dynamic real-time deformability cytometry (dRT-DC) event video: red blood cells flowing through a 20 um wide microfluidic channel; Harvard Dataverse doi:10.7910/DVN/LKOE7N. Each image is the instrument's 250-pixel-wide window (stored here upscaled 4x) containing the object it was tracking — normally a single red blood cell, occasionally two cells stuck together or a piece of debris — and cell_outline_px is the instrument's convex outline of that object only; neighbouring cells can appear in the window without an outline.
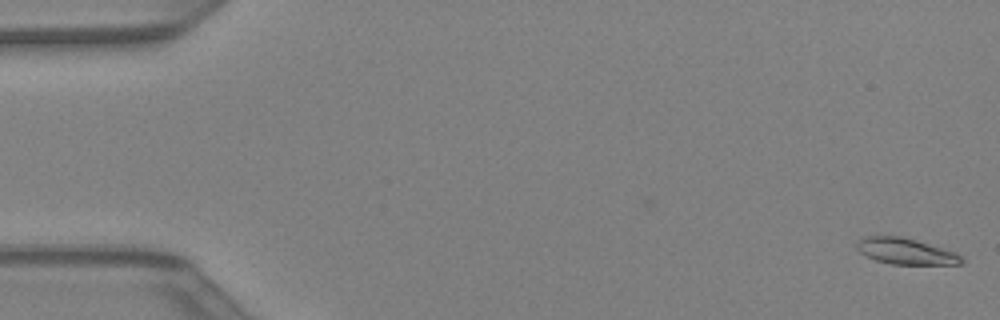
{"species": "Egyptian fruit bat (a non-hibernating species)", "species_latin": "Rousettus aegyptiacus", "temperature_condition": "warm", "stored_images_in_passage": 43, "camera_frame_rate_fps": 3000, "um_per_image_px": 0.085, "animal": {"sex": "female"}, "frame": {"image": 1, "passage_image": 1, "time_ms": 0.0, "image_size_px": [1000, 320], "cell_outline_px": [[964, 260], [960, 264], [892, 264], [876, 260], [860, 252], [856, 248], [856, 244], [860, 240], [868, 236], [900, 236], [956, 252]], "centroid_in_image_um": [76.98, 21.36], "position_along_channel_um": 8.0, "area_um2": 15.55}}
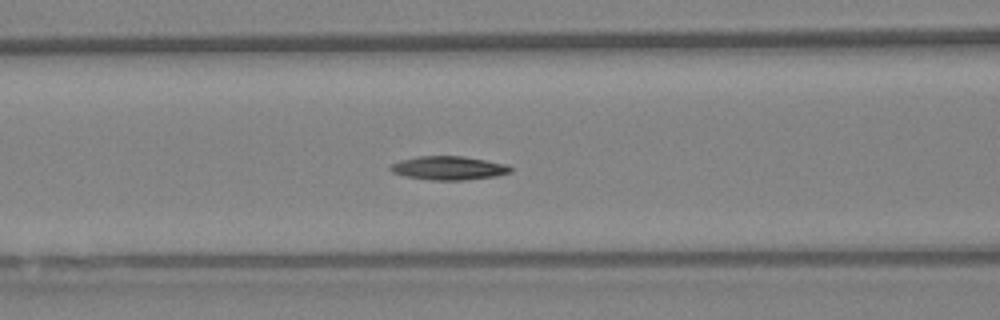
{"frame": {"image": 2, "passage_image": 18, "time_ms": 5.667, "image_size_px": [1000, 320], "cell_outline_px": [[512, 172], [496, 176], [464, 180], [432, 180], [404, 176], [392, 172], [388, 168], [392, 164], [400, 160], [420, 156], [464, 156], [508, 164], [512, 168]], "centroid_in_image_um": [38.16, 14.28], "position_along_channel_um": 128.4, "area_um2": 16.65}}
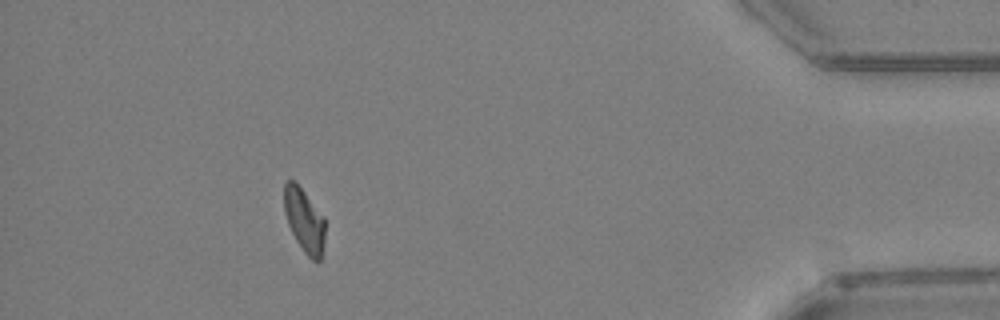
{"frame": {"image": 3, "passage_image": 39, "time_ms": 12.667, "image_size_px": [1000, 320], "cell_outline_px": [[324, 244], [320, 260], [312, 260], [304, 252], [296, 240], [288, 224], [284, 212], [284, 184], [288, 180], [296, 180], [324, 216]], "centroid_in_image_um": [25.86, 18.68], "position_along_channel_um": 409.3, "area_um2": 15.32}}